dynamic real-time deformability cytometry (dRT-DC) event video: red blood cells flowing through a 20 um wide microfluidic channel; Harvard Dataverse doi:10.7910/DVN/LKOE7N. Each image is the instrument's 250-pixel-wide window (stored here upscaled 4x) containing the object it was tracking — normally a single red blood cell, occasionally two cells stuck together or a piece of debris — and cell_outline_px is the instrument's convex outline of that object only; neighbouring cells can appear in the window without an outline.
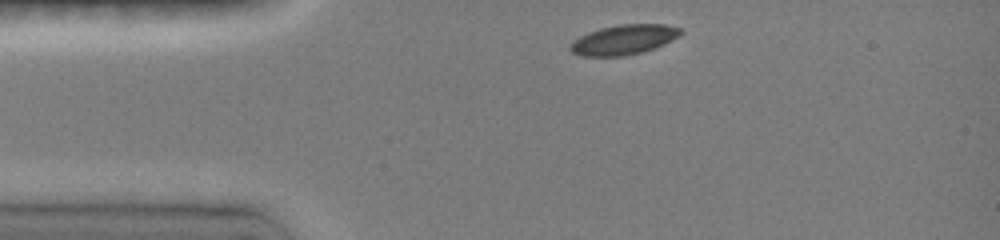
{"species": "common noctule bat (a hibernating species)", "species_latin": "Nyctalus noctula", "temperature_condition": "room temperature", "stored_images_in_passage": 34, "camera_frame_rate_fps": 3000, "um_per_image_px": 0.085, "animal": {"sex": "female", "body_mass_g": 19.0, "forearm_length_mm": 51.5}, "frame": {"image": 1, "passage_image": 1, "time_ms": 0.0, "image_size_px": [1000, 240], "cell_outline_px": [[684, 32], [680, 36], [664, 44], [640, 52], [620, 56], [584, 56], [572, 52], [568, 48], [580, 36], [588, 32], [600, 28], [616, 24], [664, 24], [680, 28]], "centroid_in_image_um": [53.04, 3.35], "position_along_channel_um": 32.0, "area_um2": 19.02}}
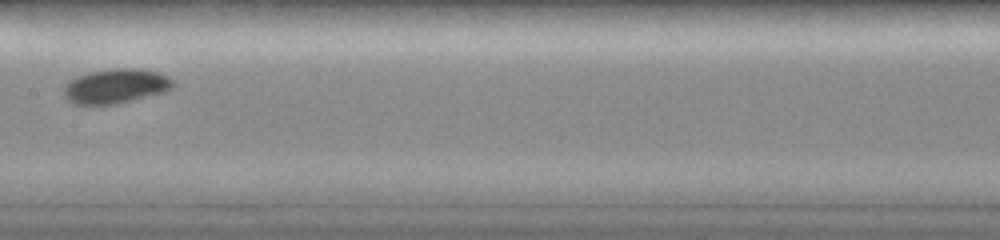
{"frame": {"image": 2, "passage_image": 16, "time_ms": 5.0, "image_size_px": [1000, 240], "cell_outline_px": [[172, 84], [164, 92], [116, 104], [76, 104], [68, 100], [64, 92], [64, 88], [68, 80], [76, 76], [88, 72], [112, 68], [140, 68], [160, 72], [168, 76], [172, 80]], "centroid_in_image_um": [9.82, 7.29], "position_along_channel_um": 197.6, "area_um2": 21.91}}
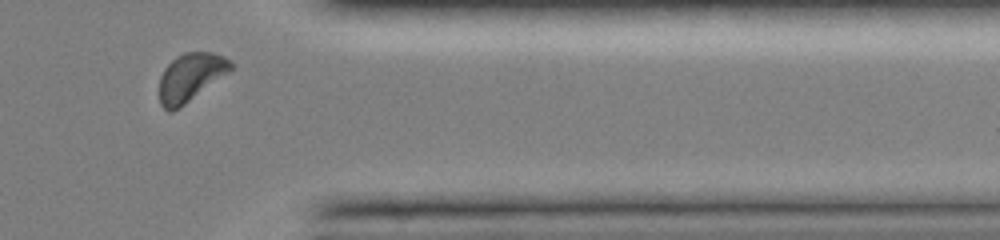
{"frame": {"image": 3, "passage_image": 31, "time_ms": 10.0, "image_size_px": [1000, 240], "cell_outline_px": [[232, 68], [228, 72], [180, 108], [172, 112], [168, 112], [160, 104], [160, 76], [164, 68], [176, 56], [184, 52], [212, 52], [224, 56], [232, 60]], "centroid_in_image_um": [16.18, 6.56], "position_along_channel_um": 395.2, "area_um2": 19.94}, "authors_computed_cell_mechanics": {"area_um2": 20.0277, "velocity_mm_per_s": 3.9985, "shape_relaxation_time_tau1_ms": 3.0133, "shape_relaxation_time_tau2_ms": null, "deformation_change_tau1": 0.0957, "deformation_change_tau2": null}}